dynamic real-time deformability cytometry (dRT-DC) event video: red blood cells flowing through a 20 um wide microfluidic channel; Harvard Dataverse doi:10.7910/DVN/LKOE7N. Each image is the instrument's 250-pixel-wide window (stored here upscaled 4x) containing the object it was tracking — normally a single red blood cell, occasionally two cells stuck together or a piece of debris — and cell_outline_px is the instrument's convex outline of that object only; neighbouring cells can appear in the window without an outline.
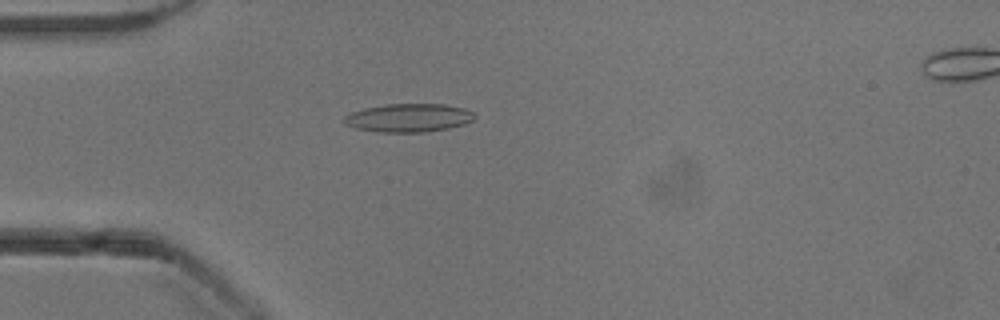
{"species": "common noctule bat (a hibernating species)", "species_latin": "Nyctalus noctula", "temperature_condition": "cold", "stored_images_in_passage": 53, "camera_frame_rate_fps": 3000, "um_per_image_px": 0.085, "animal": {"sex": "male", "body_mass_g": 13.3}, "frame": {"image": 1, "passage_image": 15, "time_ms": 4.667, "image_size_px": [1000, 320], "cell_outline_px": [[476, 116], [472, 120], [464, 124], [448, 128], [424, 132], [376, 132], [356, 128], [344, 124], [344, 116], [352, 112], [364, 108], [388, 104], [444, 104], [464, 108], [476, 112]], "centroid_in_image_um": [34.75, 10.01], "position_along_channel_um": 50.3, "area_um2": 21.62}}
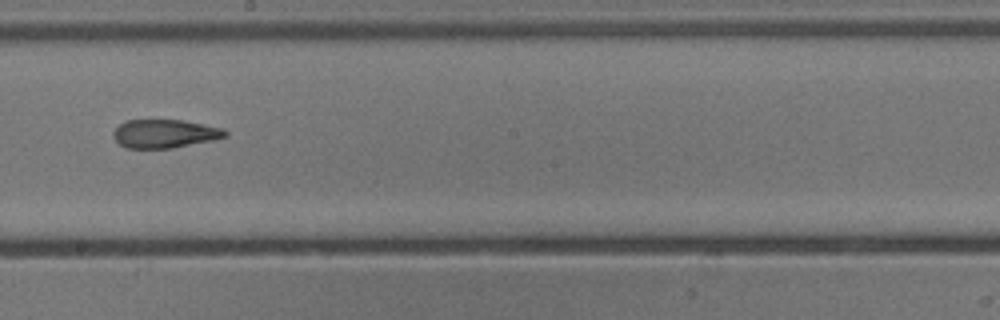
{"frame": {"image": 2, "passage_image": 30, "time_ms": 9.667, "image_size_px": [1000, 320], "cell_outline_px": [[228, 136], [216, 140], [172, 148], [124, 148], [112, 136], [112, 132], [120, 124], [128, 120], [184, 120], [224, 128], [228, 132]], "centroid_in_image_um": [14.04, 11.36], "position_along_channel_um": 234.2, "area_um2": 18.79}}
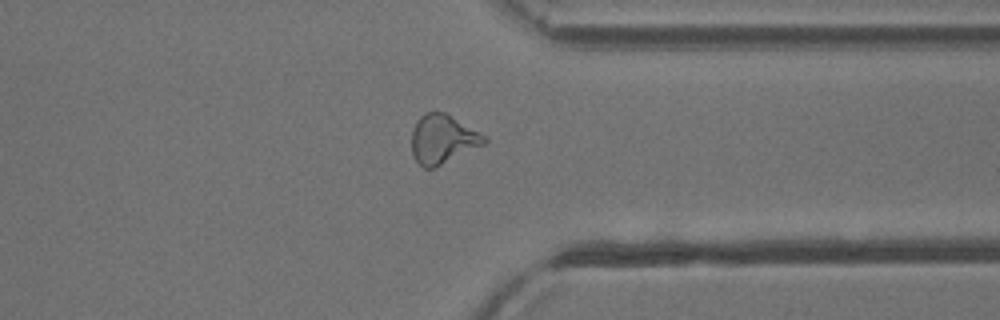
{"frame": {"image": 3, "passage_image": 41, "time_ms": 13.333, "image_size_px": [1000, 320], "cell_outline_px": [[488, 140], [484, 144], [432, 168], [424, 168], [416, 160], [412, 152], [412, 132], [416, 120], [424, 112], [444, 112], [488, 136]], "centroid_in_image_um": [37.63, 11.8], "position_along_channel_um": 373.8, "area_um2": 20.46}, "authors_computed_cell_mechanics": {"area_um2": 20.3456, "velocity_mm_per_s": 3.8958, "shape_relaxation_time_tau1_ms": 5.1561, "shape_relaxation_time_tau2_ms": 2.2717, "deformation_change_tau1": 0.169, "deformation_change_tau2": 0.1096}}